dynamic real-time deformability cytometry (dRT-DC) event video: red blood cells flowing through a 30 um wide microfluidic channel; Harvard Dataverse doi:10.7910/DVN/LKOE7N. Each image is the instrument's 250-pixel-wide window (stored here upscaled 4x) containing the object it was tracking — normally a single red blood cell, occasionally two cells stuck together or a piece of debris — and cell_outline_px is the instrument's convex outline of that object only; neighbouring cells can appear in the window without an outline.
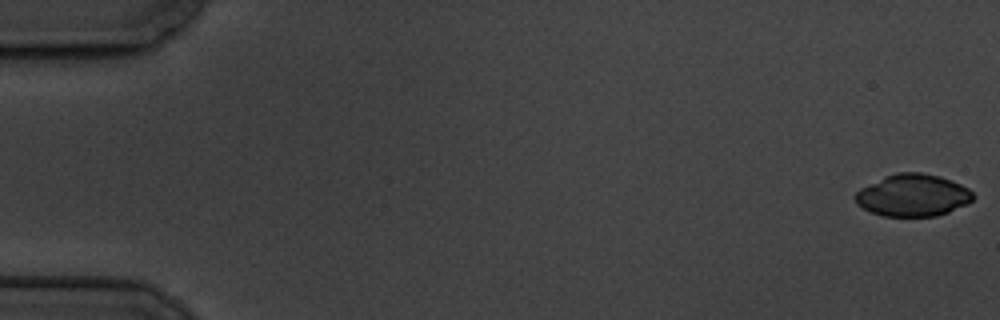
{"species": "common noctule bat (a hibernating species)", "species_latin": "Nyctalus noctula", "temperature_condition": "cold", "stored_images_in_passage": 57, "camera_frame_rate_fps": 3000, "um_per_image_px": 0.085, "animal": {"sex": "male", "body_mass_g": 19.5, "forearm_length_mm": 54.6}, "frame": {"image": 1, "passage_image": 1, "time_ms": 0.0, "image_size_px": [1000, 320], "cell_outline_px": [[976, 196], [968, 204], [948, 212], [936, 216], [884, 216], [872, 212], [856, 204], [856, 192], [860, 188], [884, 176], [896, 172], [920, 172], [940, 176], [952, 180], [968, 188]], "centroid_in_image_um": [77.61, 16.59], "position_along_channel_um": 7.4, "area_um2": 29.02}}